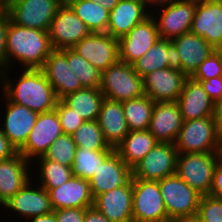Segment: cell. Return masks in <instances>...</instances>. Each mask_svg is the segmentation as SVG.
<instances>
[{"label":"cell","instance_id":"7","mask_svg":"<svg viewBox=\"0 0 222 222\" xmlns=\"http://www.w3.org/2000/svg\"><path fill=\"white\" fill-rule=\"evenodd\" d=\"M219 144L212 116L183 121L174 143L178 153L217 152Z\"/></svg>","mask_w":222,"mask_h":222},{"label":"cell","instance_id":"10","mask_svg":"<svg viewBox=\"0 0 222 222\" xmlns=\"http://www.w3.org/2000/svg\"><path fill=\"white\" fill-rule=\"evenodd\" d=\"M49 37L54 50L73 48L92 32L64 1L51 21Z\"/></svg>","mask_w":222,"mask_h":222},{"label":"cell","instance_id":"19","mask_svg":"<svg viewBox=\"0 0 222 222\" xmlns=\"http://www.w3.org/2000/svg\"><path fill=\"white\" fill-rule=\"evenodd\" d=\"M42 70L58 100L83 88L80 80L69 67L67 49L53 50L47 57Z\"/></svg>","mask_w":222,"mask_h":222},{"label":"cell","instance_id":"42","mask_svg":"<svg viewBox=\"0 0 222 222\" xmlns=\"http://www.w3.org/2000/svg\"><path fill=\"white\" fill-rule=\"evenodd\" d=\"M9 15L4 10L0 13V77L7 71L6 39Z\"/></svg>","mask_w":222,"mask_h":222},{"label":"cell","instance_id":"40","mask_svg":"<svg viewBox=\"0 0 222 222\" xmlns=\"http://www.w3.org/2000/svg\"><path fill=\"white\" fill-rule=\"evenodd\" d=\"M196 218L200 222H222V198L202 196Z\"/></svg>","mask_w":222,"mask_h":222},{"label":"cell","instance_id":"3","mask_svg":"<svg viewBox=\"0 0 222 222\" xmlns=\"http://www.w3.org/2000/svg\"><path fill=\"white\" fill-rule=\"evenodd\" d=\"M100 91L104 98L124 102L144 95L143 78L131 64L116 61L101 72Z\"/></svg>","mask_w":222,"mask_h":222},{"label":"cell","instance_id":"9","mask_svg":"<svg viewBox=\"0 0 222 222\" xmlns=\"http://www.w3.org/2000/svg\"><path fill=\"white\" fill-rule=\"evenodd\" d=\"M133 222H161L168 220L159 182L132 177Z\"/></svg>","mask_w":222,"mask_h":222},{"label":"cell","instance_id":"43","mask_svg":"<svg viewBox=\"0 0 222 222\" xmlns=\"http://www.w3.org/2000/svg\"><path fill=\"white\" fill-rule=\"evenodd\" d=\"M57 222H83L85 208H64L54 210Z\"/></svg>","mask_w":222,"mask_h":222},{"label":"cell","instance_id":"38","mask_svg":"<svg viewBox=\"0 0 222 222\" xmlns=\"http://www.w3.org/2000/svg\"><path fill=\"white\" fill-rule=\"evenodd\" d=\"M77 150L72 135L61 134L48 148L47 152L37 159L51 160L61 165L72 167Z\"/></svg>","mask_w":222,"mask_h":222},{"label":"cell","instance_id":"12","mask_svg":"<svg viewBox=\"0 0 222 222\" xmlns=\"http://www.w3.org/2000/svg\"><path fill=\"white\" fill-rule=\"evenodd\" d=\"M61 134L63 132L55 109L39 113L26 143L18 152L31 162L42 157Z\"/></svg>","mask_w":222,"mask_h":222},{"label":"cell","instance_id":"27","mask_svg":"<svg viewBox=\"0 0 222 222\" xmlns=\"http://www.w3.org/2000/svg\"><path fill=\"white\" fill-rule=\"evenodd\" d=\"M97 121L110 147L116 148L129 133L122 102L104 98Z\"/></svg>","mask_w":222,"mask_h":222},{"label":"cell","instance_id":"18","mask_svg":"<svg viewBox=\"0 0 222 222\" xmlns=\"http://www.w3.org/2000/svg\"><path fill=\"white\" fill-rule=\"evenodd\" d=\"M171 43L175 47L177 68L188 77L216 50L203 37L191 32L171 39Z\"/></svg>","mask_w":222,"mask_h":222},{"label":"cell","instance_id":"50","mask_svg":"<svg viewBox=\"0 0 222 222\" xmlns=\"http://www.w3.org/2000/svg\"><path fill=\"white\" fill-rule=\"evenodd\" d=\"M99 3L103 8L111 11L119 2V0H89Z\"/></svg>","mask_w":222,"mask_h":222},{"label":"cell","instance_id":"49","mask_svg":"<svg viewBox=\"0 0 222 222\" xmlns=\"http://www.w3.org/2000/svg\"><path fill=\"white\" fill-rule=\"evenodd\" d=\"M31 222H57L55 212H51L49 214L40 215L30 219Z\"/></svg>","mask_w":222,"mask_h":222},{"label":"cell","instance_id":"44","mask_svg":"<svg viewBox=\"0 0 222 222\" xmlns=\"http://www.w3.org/2000/svg\"><path fill=\"white\" fill-rule=\"evenodd\" d=\"M200 82L213 102L222 99V76L210 78L208 80H196Z\"/></svg>","mask_w":222,"mask_h":222},{"label":"cell","instance_id":"1","mask_svg":"<svg viewBox=\"0 0 222 222\" xmlns=\"http://www.w3.org/2000/svg\"><path fill=\"white\" fill-rule=\"evenodd\" d=\"M21 70L23 72L16 83L12 81L11 77L8 78L10 69L0 77L4 96L9 101L26 106L38 113L55 109L58 99L43 70Z\"/></svg>","mask_w":222,"mask_h":222},{"label":"cell","instance_id":"31","mask_svg":"<svg viewBox=\"0 0 222 222\" xmlns=\"http://www.w3.org/2000/svg\"><path fill=\"white\" fill-rule=\"evenodd\" d=\"M104 95L100 88H82L61 100L85 121L97 120Z\"/></svg>","mask_w":222,"mask_h":222},{"label":"cell","instance_id":"32","mask_svg":"<svg viewBox=\"0 0 222 222\" xmlns=\"http://www.w3.org/2000/svg\"><path fill=\"white\" fill-rule=\"evenodd\" d=\"M91 32H107L110 11L89 0H65Z\"/></svg>","mask_w":222,"mask_h":222},{"label":"cell","instance_id":"53","mask_svg":"<svg viewBox=\"0 0 222 222\" xmlns=\"http://www.w3.org/2000/svg\"><path fill=\"white\" fill-rule=\"evenodd\" d=\"M5 4L0 0V13L4 11Z\"/></svg>","mask_w":222,"mask_h":222},{"label":"cell","instance_id":"36","mask_svg":"<svg viewBox=\"0 0 222 222\" xmlns=\"http://www.w3.org/2000/svg\"><path fill=\"white\" fill-rule=\"evenodd\" d=\"M67 61L83 88H100L101 71L95 68L89 61L72 48H67Z\"/></svg>","mask_w":222,"mask_h":222},{"label":"cell","instance_id":"16","mask_svg":"<svg viewBox=\"0 0 222 222\" xmlns=\"http://www.w3.org/2000/svg\"><path fill=\"white\" fill-rule=\"evenodd\" d=\"M190 32L222 50V0L198 1Z\"/></svg>","mask_w":222,"mask_h":222},{"label":"cell","instance_id":"55","mask_svg":"<svg viewBox=\"0 0 222 222\" xmlns=\"http://www.w3.org/2000/svg\"><path fill=\"white\" fill-rule=\"evenodd\" d=\"M4 4H6L9 0H1Z\"/></svg>","mask_w":222,"mask_h":222},{"label":"cell","instance_id":"45","mask_svg":"<svg viewBox=\"0 0 222 222\" xmlns=\"http://www.w3.org/2000/svg\"><path fill=\"white\" fill-rule=\"evenodd\" d=\"M209 196L222 198V164L219 161L214 170Z\"/></svg>","mask_w":222,"mask_h":222},{"label":"cell","instance_id":"52","mask_svg":"<svg viewBox=\"0 0 222 222\" xmlns=\"http://www.w3.org/2000/svg\"><path fill=\"white\" fill-rule=\"evenodd\" d=\"M217 153H218L219 162L222 164V142H220L219 144Z\"/></svg>","mask_w":222,"mask_h":222},{"label":"cell","instance_id":"20","mask_svg":"<svg viewBox=\"0 0 222 222\" xmlns=\"http://www.w3.org/2000/svg\"><path fill=\"white\" fill-rule=\"evenodd\" d=\"M149 6H152L149 0H119L110 11L106 33L116 39L125 36L135 25L151 15V10L147 9Z\"/></svg>","mask_w":222,"mask_h":222},{"label":"cell","instance_id":"30","mask_svg":"<svg viewBox=\"0 0 222 222\" xmlns=\"http://www.w3.org/2000/svg\"><path fill=\"white\" fill-rule=\"evenodd\" d=\"M157 143L149 130L129 131L115 150L132 169Z\"/></svg>","mask_w":222,"mask_h":222},{"label":"cell","instance_id":"14","mask_svg":"<svg viewBox=\"0 0 222 222\" xmlns=\"http://www.w3.org/2000/svg\"><path fill=\"white\" fill-rule=\"evenodd\" d=\"M187 79L178 68L155 70L143 77L144 94L154 102L178 101Z\"/></svg>","mask_w":222,"mask_h":222},{"label":"cell","instance_id":"15","mask_svg":"<svg viewBox=\"0 0 222 222\" xmlns=\"http://www.w3.org/2000/svg\"><path fill=\"white\" fill-rule=\"evenodd\" d=\"M72 49L101 72L119 60L118 39L106 32H92Z\"/></svg>","mask_w":222,"mask_h":222},{"label":"cell","instance_id":"46","mask_svg":"<svg viewBox=\"0 0 222 222\" xmlns=\"http://www.w3.org/2000/svg\"><path fill=\"white\" fill-rule=\"evenodd\" d=\"M16 153V149L10 144L9 140L0 129V161L11 158Z\"/></svg>","mask_w":222,"mask_h":222},{"label":"cell","instance_id":"11","mask_svg":"<svg viewBox=\"0 0 222 222\" xmlns=\"http://www.w3.org/2000/svg\"><path fill=\"white\" fill-rule=\"evenodd\" d=\"M178 151L173 143L158 142L132 168V177L159 181L176 173Z\"/></svg>","mask_w":222,"mask_h":222},{"label":"cell","instance_id":"39","mask_svg":"<svg viewBox=\"0 0 222 222\" xmlns=\"http://www.w3.org/2000/svg\"><path fill=\"white\" fill-rule=\"evenodd\" d=\"M218 76H222V50L213 51L203 60L191 78L194 80H208Z\"/></svg>","mask_w":222,"mask_h":222},{"label":"cell","instance_id":"26","mask_svg":"<svg viewBox=\"0 0 222 222\" xmlns=\"http://www.w3.org/2000/svg\"><path fill=\"white\" fill-rule=\"evenodd\" d=\"M50 201L54 210L64 208H89L94 205L89 180L73 176L62 185L51 188Z\"/></svg>","mask_w":222,"mask_h":222},{"label":"cell","instance_id":"4","mask_svg":"<svg viewBox=\"0 0 222 222\" xmlns=\"http://www.w3.org/2000/svg\"><path fill=\"white\" fill-rule=\"evenodd\" d=\"M158 182L169 221L196 217L201 194L176 173Z\"/></svg>","mask_w":222,"mask_h":222},{"label":"cell","instance_id":"29","mask_svg":"<svg viewBox=\"0 0 222 222\" xmlns=\"http://www.w3.org/2000/svg\"><path fill=\"white\" fill-rule=\"evenodd\" d=\"M132 66L134 71L142 78L155 70L168 67L177 68L175 47L171 40L159 38Z\"/></svg>","mask_w":222,"mask_h":222},{"label":"cell","instance_id":"41","mask_svg":"<svg viewBox=\"0 0 222 222\" xmlns=\"http://www.w3.org/2000/svg\"><path fill=\"white\" fill-rule=\"evenodd\" d=\"M55 110L61 124L62 132L65 134L72 135L76 131V129L80 127L85 121L62 100L57 101Z\"/></svg>","mask_w":222,"mask_h":222},{"label":"cell","instance_id":"2","mask_svg":"<svg viewBox=\"0 0 222 222\" xmlns=\"http://www.w3.org/2000/svg\"><path fill=\"white\" fill-rule=\"evenodd\" d=\"M53 50L48 31L18 26L9 17L6 39L7 70L13 67L14 60L23 65V69H42Z\"/></svg>","mask_w":222,"mask_h":222},{"label":"cell","instance_id":"51","mask_svg":"<svg viewBox=\"0 0 222 222\" xmlns=\"http://www.w3.org/2000/svg\"><path fill=\"white\" fill-rule=\"evenodd\" d=\"M174 222H200V221L196 217H192V218H181L175 220Z\"/></svg>","mask_w":222,"mask_h":222},{"label":"cell","instance_id":"34","mask_svg":"<svg viewBox=\"0 0 222 222\" xmlns=\"http://www.w3.org/2000/svg\"><path fill=\"white\" fill-rule=\"evenodd\" d=\"M116 150H96L78 148L72 166V175L89 180L93 177L95 170L104 163Z\"/></svg>","mask_w":222,"mask_h":222},{"label":"cell","instance_id":"6","mask_svg":"<svg viewBox=\"0 0 222 222\" xmlns=\"http://www.w3.org/2000/svg\"><path fill=\"white\" fill-rule=\"evenodd\" d=\"M65 0H9L4 10L18 26L49 31L51 21Z\"/></svg>","mask_w":222,"mask_h":222},{"label":"cell","instance_id":"28","mask_svg":"<svg viewBox=\"0 0 222 222\" xmlns=\"http://www.w3.org/2000/svg\"><path fill=\"white\" fill-rule=\"evenodd\" d=\"M183 121L212 116L214 102L200 82L188 77L178 98Z\"/></svg>","mask_w":222,"mask_h":222},{"label":"cell","instance_id":"8","mask_svg":"<svg viewBox=\"0 0 222 222\" xmlns=\"http://www.w3.org/2000/svg\"><path fill=\"white\" fill-rule=\"evenodd\" d=\"M151 5L161 10L158 20L154 12L151 14L155 18L160 38L171 40L191 31L197 1L166 0Z\"/></svg>","mask_w":222,"mask_h":222},{"label":"cell","instance_id":"23","mask_svg":"<svg viewBox=\"0 0 222 222\" xmlns=\"http://www.w3.org/2000/svg\"><path fill=\"white\" fill-rule=\"evenodd\" d=\"M30 180L20 189L2 208L10 209L9 212H17L18 215L31 219L40 215L49 214L54 211L48 190L41 185H31ZM34 186V187H32Z\"/></svg>","mask_w":222,"mask_h":222},{"label":"cell","instance_id":"25","mask_svg":"<svg viewBox=\"0 0 222 222\" xmlns=\"http://www.w3.org/2000/svg\"><path fill=\"white\" fill-rule=\"evenodd\" d=\"M32 163L19 152L0 161V205L8 202L31 180L29 164Z\"/></svg>","mask_w":222,"mask_h":222},{"label":"cell","instance_id":"21","mask_svg":"<svg viewBox=\"0 0 222 222\" xmlns=\"http://www.w3.org/2000/svg\"><path fill=\"white\" fill-rule=\"evenodd\" d=\"M132 178L123 186L94 198V207L111 222H133Z\"/></svg>","mask_w":222,"mask_h":222},{"label":"cell","instance_id":"17","mask_svg":"<svg viewBox=\"0 0 222 222\" xmlns=\"http://www.w3.org/2000/svg\"><path fill=\"white\" fill-rule=\"evenodd\" d=\"M3 99L6 110L0 129L18 152L26 143L39 113L9 101L5 96Z\"/></svg>","mask_w":222,"mask_h":222},{"label":"cell","instance_id":"24","mask_svg":"<svg viewBox=\"0 0 222 222\" xmlns=\"http://www.w3.org/2000/svg\"><path fill=\"white\" fill-rule=\"evenodd\" d=\"M132 178V169L126 165L115 151L95 170L89 179L93 198L112 189L125 185Z\"/></svg>","mask_w":222,"mask_h":222},{"label":"cell","instance_id":"33","mask_svg":"<svg viewBox=\"0 0 222 222\" xmlns=\"http://www.w3.org/2000/svg\"><path fill=\"white\" fill-rule=\"evenodd\" d=\"M154 101L147 95L122 102L129 131L148 130Z\"/></svg>","mask_w":222,"mask_h":222},{"label":"cell","instance_id":"56","mask_svg":"<svg viewBox=\"0 0 222 222\" xmlns=\"http://www.w3.org/2000/svg\"><path fill=\"white\" fill-rule=\"evenodd\" d=\"M161 222H174V221H169V220H166V221H161Z\"/></svg>","mask_w":222,"mask_h":222},{"label":"cell","instance_id":"13","mask_svg":"<svg viewBox=\"0 0 222 222\" xmlns=\"http://www.w3.org/2000/svg\"><path fill=\"white\" fill-rule=\"evenodd\" d=\"M155 18L150 15L135 25L125 36L118 39L119 60L133 64L159 39Z\"/></svg>","mask_w":222,"mask_h":222},{"label":"cell","instance_id":"35","mask_svg":"<svg viewBox=\"0 0 222 222\" xmlns=\"http://www.w3.org/2000/svg\"><path fill=\"white\" fill-rule=\"evenodd\" d=\"M72 138L78 148H89L92 151L115 150L105 141L97 120L84 121L72 134Z\"/></svg>","mask_w":222,"mask_h":222},{"label":"cell","instance_id":"22","mask_svg":"<svg viewBox=\"0 0 222 222\" xmlns=\"http://www.w3.org/2000/svg\"><path fill=\"white\" fill-rule=\"evenodd\" d=\"M183 118L177 101L155 102L148 130L158 142L175 143Z\"/></svg>","mask_w":222,"mask_h":222},{"label":"cell","instance_id":"47","mask_svg":"<svg viewBox=\"0 0 222 222\" xmlns=\"http://www.w3.org/2000/svg\"><path fill=\"white\" fill-rule=\"evenodd\" d=\"M212 117L215 122L218 140L222 142V99L214 102Z\"/></svg>","mask_w":222,"mask_h":222},{"label":"cell","instance_id":"5","mask_svg":"<svg viewBox=\"0 0 222 222\" xmlns=\"http://www.w3.org/2000/svg\"><path fill=\"white\" fill-rule=\"evenodd\" d=\"M218 161L217 152L179 153L176 174L199 194L206 196L210 193Z\"/></svg>","mask_w":222,"mask_h":222},{"label":"cell","instance_id":"54","mask_svg":"<svg viewBox=\"0 0 222 222\" xmlns=\"http://www.w3.org/2000/svg\"><path fill=\"white\" fill-rule=\"evenodd\" d=\"M151 2V4H155L161 1H166V0H149Z\"/></svg>","mask_w":222,"mask_h":222},{"label":"cell","instance_id":"48","mask_svg":"<svg viewBox=\"0 0 222 222\" xmlns=\"http://www.w3.org/2000/svg\"><path fill=\"white\" fill-rule=\"evenodd\" d=\"M83 222H111L94 206L85 208Z\"/></svg>","mask_w":222,"mask_h":222},{"label":"cell","instance_id":"37","mask_svg":"<svg viewBox=\"0 0 222 222\" xmlns=\"http://www.w3.org/2000/svg\"><path fill=\"white\" fill-rule=\"evenodd\" d=\"M39 161V183L44 189L50 190L67 182L72 177V167L64 166L51 160Z\"/></svg>","mask_w":222,"mask_h":222}]
</instances>
